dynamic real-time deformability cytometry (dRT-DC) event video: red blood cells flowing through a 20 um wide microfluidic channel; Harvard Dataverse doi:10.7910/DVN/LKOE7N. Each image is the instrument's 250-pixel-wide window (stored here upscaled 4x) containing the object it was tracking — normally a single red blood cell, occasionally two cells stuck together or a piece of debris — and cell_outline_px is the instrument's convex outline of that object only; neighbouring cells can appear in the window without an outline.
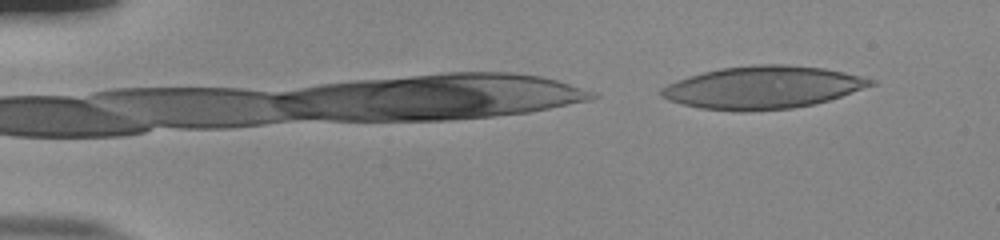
{"species": "human", "species_latin": "Homo sapiens", "temperature_condition": "room temperature", "stored_images_in_passage": 3, "camera_frame_rate_fps": 3000, "um_per_image_px": 0.085, "donor": {"sex": "male"}, "frame": {"image": 1, "passage_image": 3, "time_ms": 0.667, "image_size_px": [1000, 240], "cell_outline_px": [[876, 84], [828, 100], [812, 104], [792, 108], [744, 112], [736, 112], [700, 108], [668, 100], [660, 96], [660, 88], [668, 84], [688, 76], [720, 68], [752, 64], [784, 64], [824, 68], [844, 72], [876, 80]], "centroid_in_image_um": [64.81, 7.43], "position_along_channel_um": 20.2, "area_um2": 51.96}}